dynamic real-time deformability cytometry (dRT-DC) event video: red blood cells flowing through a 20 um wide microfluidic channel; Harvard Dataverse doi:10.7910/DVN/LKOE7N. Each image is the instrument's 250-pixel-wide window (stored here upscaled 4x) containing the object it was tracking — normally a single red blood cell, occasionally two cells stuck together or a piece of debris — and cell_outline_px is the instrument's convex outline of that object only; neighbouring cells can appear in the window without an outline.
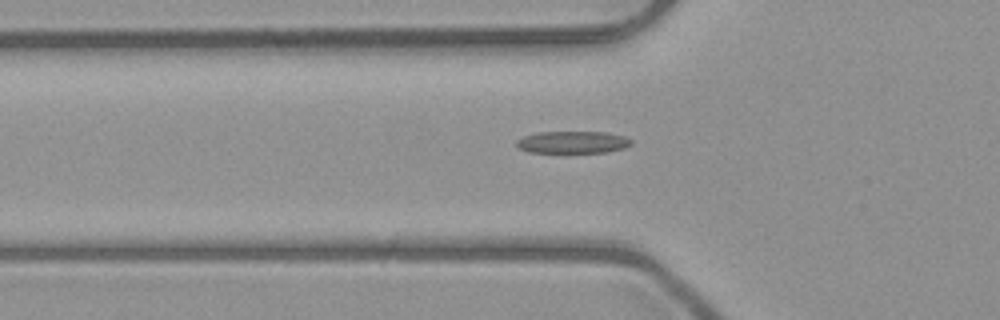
{"species": "common noctule bat (a hibernating species)", "species_latin": "Nyctalus noctula", "temperature_condition": "room temperature", "stored_images_in_passage": 33, "camera_frame_rate_fps": 3000, "um_per_image_px": 0.085, "animal": {"sex": "male", "body_mass_g": 23.1, "forearm_length_mm": 52.7}, "frame": {"image": 1, "passage_image": 5, "time_ms": 1.333, "image_size_px": [1000, 320], "cell_outline_px": [[632, 144], [624, 148], [608, 152], [528, 152], [520, 148], [516, 144], [516, 140], [524, 136], [536, 132], [604, 132], [624, 136], [632, 140]], "centroid_in_image_um": [48.69, 12.08], "position_along_channel_um": 77.1, "area_um2": 14.74}}
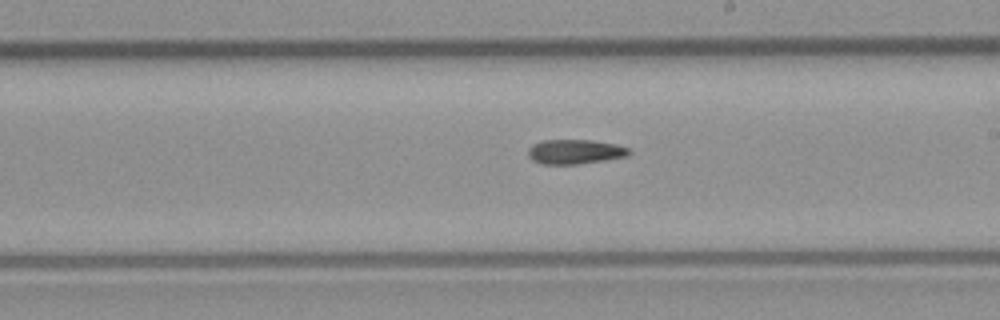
{"frame": {"image": 2, "passage_image": 17, "time_ms": 5.333, "image_size_px": [1000, 320], "cell_outline_px": [[632, 152], [628, 156], [604, 160], [576, 164], [544, 164], [532, 160], [528, 156], [528, 148], [532, 144], [540, 140], [592, 140], [616, 144], [632, 148]], "centroid_in_image_um": [48.89, 12.88], "position_along_channel_um": 240.1, "area_um2": 14.62}}
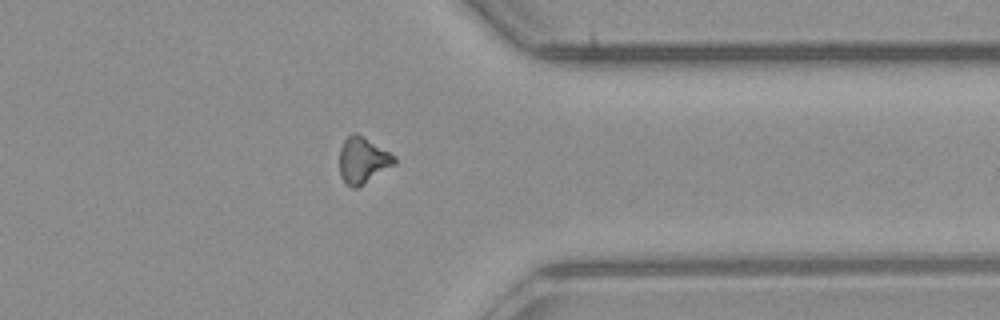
{"frame": {"image": 3, "passage_image": 28, "time_ms": 9.0, "image_size_px": [1000, 320], "cell_outline_px": [[396, 164], [356, 188], [352, 188], [344, 184], [340, 176], [340, 148], [344, 140], [352, 132], [356, 132], [364, 136], [396, 156]], "centroid_in_image_um": [30.83, 13.62], "position_along_channel_um": 380.6, "area_um2": 14.91}}